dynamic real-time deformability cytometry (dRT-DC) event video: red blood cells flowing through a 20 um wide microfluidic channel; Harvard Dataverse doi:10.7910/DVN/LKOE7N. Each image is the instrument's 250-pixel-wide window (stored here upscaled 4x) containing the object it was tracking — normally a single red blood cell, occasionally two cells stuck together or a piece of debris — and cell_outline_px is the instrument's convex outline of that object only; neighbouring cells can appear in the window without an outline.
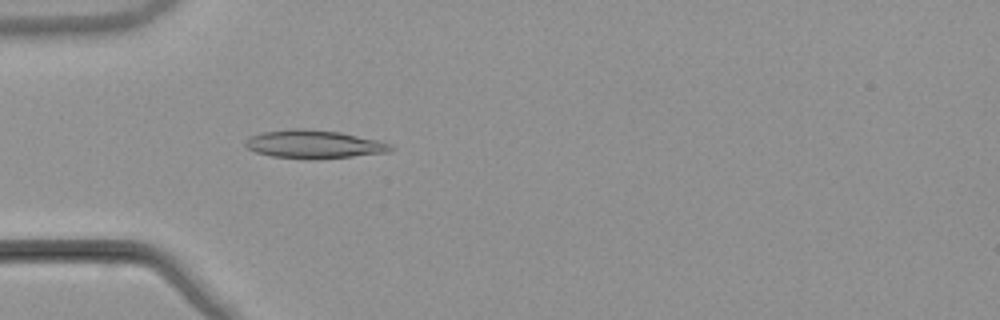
{"species": "common noctule bat (a hibernating species)", "species_latin": "Nyctalus noctula", "temperature_condition": "warm", "stored_images_in_passage": 36, "camera_frame_rate_fps": 3000, "um_per_image_px": 0.085, "animal": {"sex": "male", "body_mass_g": 21.5, "forearm_length_mm": 52.0}, "frame": {"image": 1, "passage_image": 7, "time_ms": 2.0, "image_size_px": [1000, 320], "cell_outline_px": [[396, 148], [388, 152], [316, 160], [312, 160], [272, 156], [256, 152], [248, 148], [244, 144], [252, 136], [264, 132], [292, 128], [304, 128], [340, 132], [376, 140], [392, 144]], "centroid_in_image_um": [26.72, 12.27], "position_along_channel_um": 58.3, "area_um2": 23.87}}
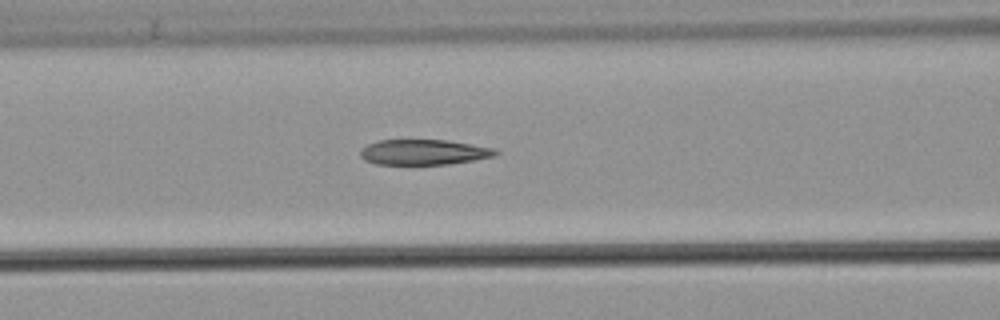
{"frame": {"image": 2, "passage_image": 13, "time_ms": 4.0, "image_size_px": [1000, 320], "cell_outline_px": [[500, 152], [492, 156], [472, 160], [448, 164], [376, 164], [364, 160], [360, 156], [360, 148], [368, 144], [380, 140], [448, 140], [492, 148]], "centroid_in_image_um": [35.95, 12.93], "position_along_channel_um": 130.6, "area_um2": 19.77}}
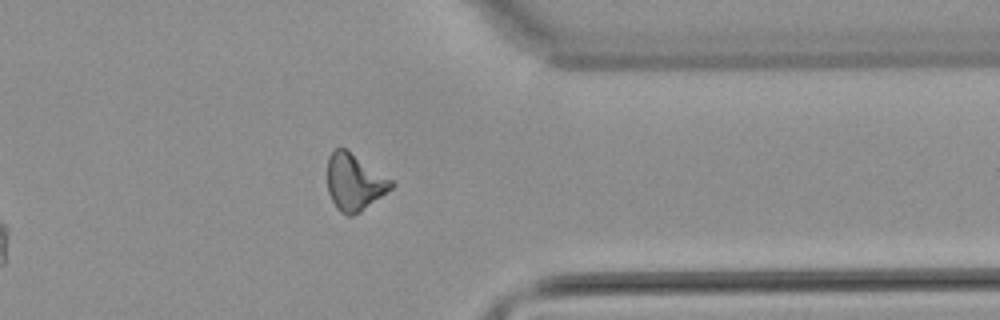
{"frame": {"image": 3, "passage_image": 33, "time_ms": 10.667, "image_size_px": [1000, 320], "cell_outline_px": [[396, 184], [392, 188], [360, 212], [352, 216], [348, 216], [340, 212], [336, 208], [328, 192], [328, 156], [336, 148], [344, 148], [392, 180]], "centroid_in_image_um": [30.11, 15.51], "position_along_channel_um": 381.3, "area_um2": 20.75}, "authors_computed_cell_mechanics": {"area_um2": 21.097, "velocity_mm_per_s": 3.8854, "shape_relaxation_time_tau1_ms": 7.2595, "shape_relaxation_time_tau2_ms": 3.6389, "deformation_change_tau1": 0.2098, "deformation_change_tau2": 0.1353}}